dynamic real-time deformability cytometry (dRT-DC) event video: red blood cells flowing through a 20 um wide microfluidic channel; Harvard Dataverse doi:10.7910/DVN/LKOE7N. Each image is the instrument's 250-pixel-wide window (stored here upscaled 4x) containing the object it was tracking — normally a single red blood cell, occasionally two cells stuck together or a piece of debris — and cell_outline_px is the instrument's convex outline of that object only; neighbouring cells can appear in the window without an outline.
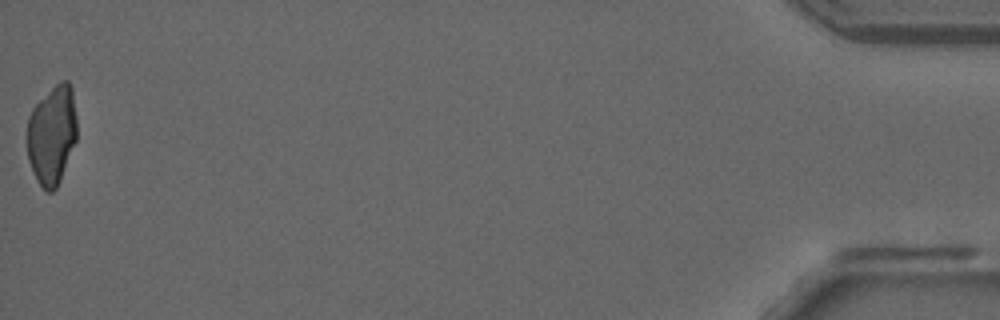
{"species": "common noctule bat (a hibernating species)", "species_latin": "Nyctalus noctula", "temperature_condition": "room temperature", "stored_images_in_passage": 50, "camera_frame_rate_fps": 3000, "um_per_image_px": 0.085, "animal": {"sex": "male", "forearm_length_mm": 52.5}, "frame": {"image": 1, "passage_image": 50, "time_ms": 16.333, "image_size_px": [1000, 320], "cell_outline_px": [[76, 140], [60, 180], [56, 188], [52, 192], [48, 192], [36, 180], [28, 160], [28, 116], [32, 108], [60, 80], [68, 80], [72, 88], [76, 116]], "centroid_in_image_um": [4.42, 11.45], "position_along_channel_um": 430.8, "area_um2": 28.55}}